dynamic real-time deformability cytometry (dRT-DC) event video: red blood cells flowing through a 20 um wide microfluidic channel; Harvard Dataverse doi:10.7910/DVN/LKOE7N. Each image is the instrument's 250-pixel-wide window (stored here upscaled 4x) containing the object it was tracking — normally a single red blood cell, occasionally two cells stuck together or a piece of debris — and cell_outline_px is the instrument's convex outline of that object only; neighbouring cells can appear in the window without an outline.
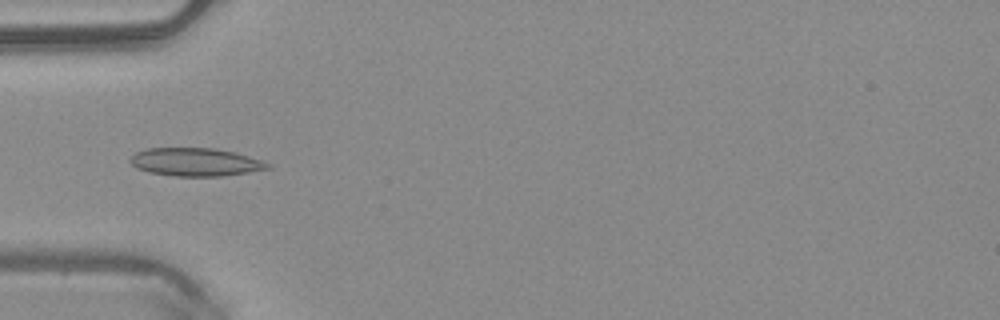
{"species": "common noctule bat (a hibernating species)", "species_latin": "Nyctalus noctula", "temperature_condition": "warm", "stored_images_in_passage": 47, "camera_frame_rate_fps": 3000, "um_per_image_px": 0.085, "animal": {"sex": "male", "body_mass_g": 20.4}, "frame": {"image": 1, "passage_image": 14, "time_ms": 4.333, "image_size_px": [1000, 320], "cell_outline_px": [[272, 168], [224, 176], [172, 176], [148, 172], [136, 168], [128, 160], [136, 152], [148, 148], [216, 148], [236, 152], [272, 164]], "centroid_in_image_um": [16.62, 13.77], "position_along_channel_um": 68.4, "area_um2": 22.66}}
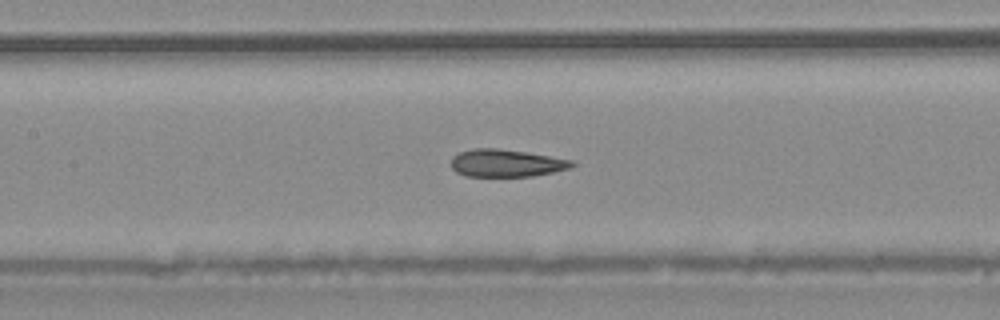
{"frame": {"image": 2, "passage_image": 21, "time_ms": 6.667, "image_size_px": [1000, 320], "cell_outline_px": [[576, 164], [572, 168], [532, 176], [464, 176], [456, 172], [452, 168], [452, 156], [460, 152], [472, 148], [496, 148], [524, 152], [576, 160]], "centroid_in_image_um": [43.06, 13.86], "position_along_channel_um": 164.3, "area_um2": 19.42}}
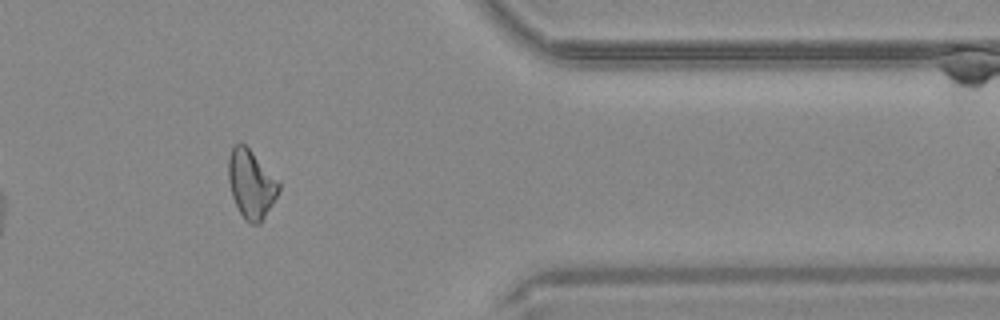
{"frame": {"image": 3, "passage_image": 39, "time_ms": 12.667, "image_size_px": [1000, 320], "cell_outline_px": [[280, 188], [272, 204], [260, 224], [252, 224], [244, 220], [232, 196], [228, 180], [228, 156], [232, 148], [240, 140], [252, 152], [280, 184]], "centroid_in_image_um": [21.31, 15.65], "position_along_channel_um": 390.1, "area_um2": 19.77}, "authors_computed_cell_mechanics": {"area_um2": 20.23, "velocity_mm_per_s": 4.0815, "shape_relaxation_time_tau1_ms": 7.9161, "shape_relaxation_time_tau2_ms": 2.4384, "deformation_change_tau1": 0.1818, "deformation_change_tau2": 0.0773}}